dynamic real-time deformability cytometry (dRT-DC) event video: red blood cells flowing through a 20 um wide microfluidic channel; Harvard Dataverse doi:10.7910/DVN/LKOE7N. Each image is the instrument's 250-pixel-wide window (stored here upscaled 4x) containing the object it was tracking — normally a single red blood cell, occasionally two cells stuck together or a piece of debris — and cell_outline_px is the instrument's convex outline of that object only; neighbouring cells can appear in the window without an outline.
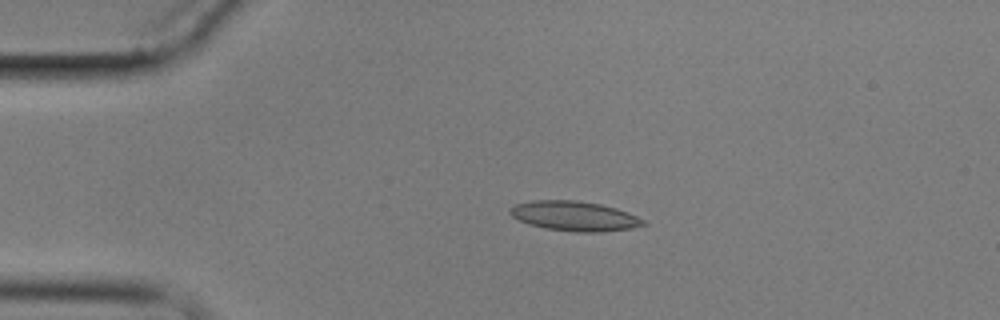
{"species": "common noctule bat (a hibernating species)", "species_latin": "Nyctalus noctula", "temperature_condition": "cold", "stored_images_in_passage": 3, "camera_frame_rate_fps": 3000, "um_per_image_px": 0.085, "animal": {"sex": "male", "body_mass_g": 17.9}, "frame": {"image": 1, "passage_image": 2, "time_ms": 2.0, "image_size_px": [1000, 320], "cell_outline_px": [[648, 224], [632, 228], [600, 232], [576, 232], [544, 228], [528, 224], [512, 216], [508, 212], [516, 204], [532, 200], [576, 200], [600, 204], [616, 208], [628, 212], [644, 220]], "centroid_in_image_um": [48.84, 18.36], "position_along_channel_um": 36.2, "area_um2": 23.06}}